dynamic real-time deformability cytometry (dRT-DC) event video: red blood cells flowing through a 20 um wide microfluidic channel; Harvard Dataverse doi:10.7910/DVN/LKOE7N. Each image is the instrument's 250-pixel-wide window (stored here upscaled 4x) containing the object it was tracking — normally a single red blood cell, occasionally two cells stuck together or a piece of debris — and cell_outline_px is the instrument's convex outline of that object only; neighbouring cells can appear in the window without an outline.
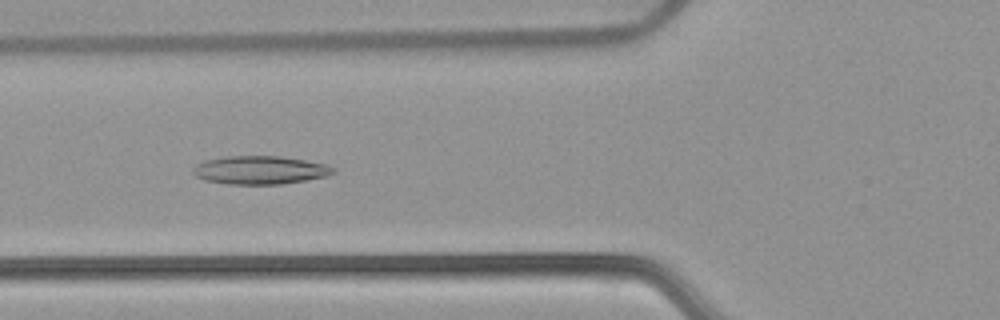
{"species": "common noctule bat (a hibernating species)", "species_latin": "Nyctalus noctula", "temperature_condition": "warm", "stored_images_in_passage": 50, "camera_frame_rate_fps": 3000, "um_per_image_px": 0.085, "animal": {"sex": "female", "body_mass_g": 22.7, "forearm_length_mm": 54.2}, "frame": {"image": 1, "passage_image": 17, "time_ms": 5.333, "image_size_px": [1000, 320], "cell_outline_px": [[336, 172], [324, 176], [304, 180], [280, 184], [228, 184], [204, 180], [196, 176], [192, 172], [192, 168], [196, 164], [204, 160], [224, 156], [280, 156], [304, 160], [324, 164], [336, 168]], "centroid_in_image_um": [22.04, 14.45], "position_along_channel_um": 103.8, "area_um2": 23.06}}
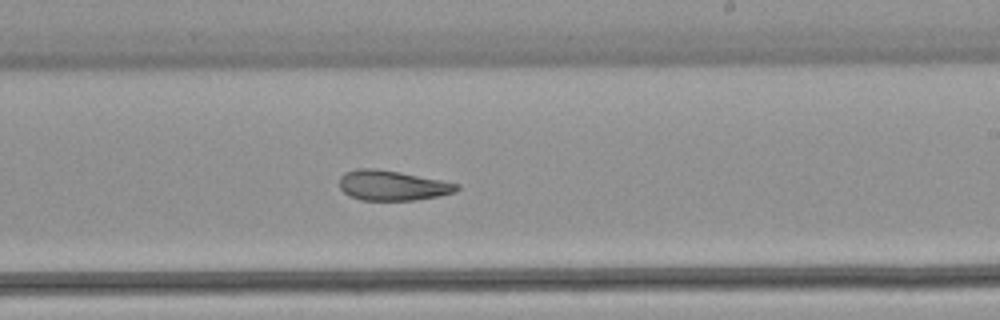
{"frame": {"image": 2, "passage_image": 29, "time_ms": 9.333, "image_size_px": [1000, 320], "cell_outline_px": [[460, 188], [456, 192], [440, 196], [416, 200], [360, 200], [344, 192], [340, 188], [340, 176], [344, 172], [356, 168], [376, 168], [400, 172], [460, 184]], "centroid_in_image_um": [33.36, 15.76], "position_along_channel_um": 255.6, "area_um2": 20.63}}
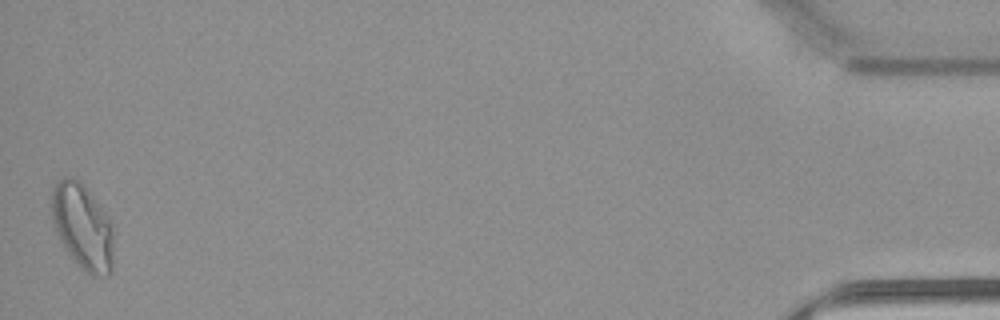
{"frame": {"image": 3, "passage_image": 50, "time_ms": 16.333, "image_size_px": [1000, 320], "cell_outline_px": [[112, 272], [108, 276], [92, 276], [64, 248], [56, 232], [52, 220], [52, 188], [64, 176], [72, 176], [80, 180], [84, 184], [112, 220]], "centroid_in_image_um": [7.03, 19.21], "position_along_channel_um": 428.2, "area_um2": 30.87}, "authors_computed_cell_mechanics": {"area_um2": 23.0622, "velocity_mm_per_s": 3.8054, "shape_relaxation_time_tau1_ms": null, "shape_relaxation_time_tau2_ms": 3.8944, "deformation_change_tau1": null, "deformation_change_tau2": 0.1068}}